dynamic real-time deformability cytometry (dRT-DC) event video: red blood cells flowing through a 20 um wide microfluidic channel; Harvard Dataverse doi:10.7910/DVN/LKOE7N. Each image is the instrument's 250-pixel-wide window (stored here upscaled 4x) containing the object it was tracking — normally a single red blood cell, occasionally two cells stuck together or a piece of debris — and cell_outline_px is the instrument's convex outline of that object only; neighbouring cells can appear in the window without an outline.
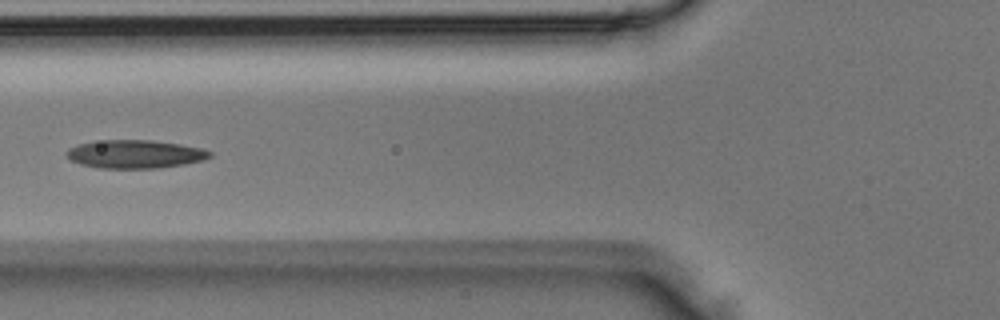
{"species": "Egyptian fruit bat (a non-hibernating species)", "species_latin": "Rousettus aegyptiacus", "temperature_condition": "room temperature", "stored_images_in_passage": 4, "segment_of_instrument_passage": [1, 2], "camera_frame_rate_fps": 3000, "um_per_image_px": 0.085, "animal": {"sex": "male"}, "frame": {"image": 1, "passage_image": 3, "time_ms": 0.667, "image_size_px": [1000, 320], "cell_outline_px": [[212, 156], [200, 160], [184, 164], [156, 168], [96, 168], [80, 164], [72, 160], [64, 152], [68, 148], [76, 144], [104, 140], [152, 140], [180, 144], [204, 148], [212, 152]], "centroid_in_image_um": [11.46, 13.09], "position_along_channel_um": 114.3, "area_um2": 23.64}}